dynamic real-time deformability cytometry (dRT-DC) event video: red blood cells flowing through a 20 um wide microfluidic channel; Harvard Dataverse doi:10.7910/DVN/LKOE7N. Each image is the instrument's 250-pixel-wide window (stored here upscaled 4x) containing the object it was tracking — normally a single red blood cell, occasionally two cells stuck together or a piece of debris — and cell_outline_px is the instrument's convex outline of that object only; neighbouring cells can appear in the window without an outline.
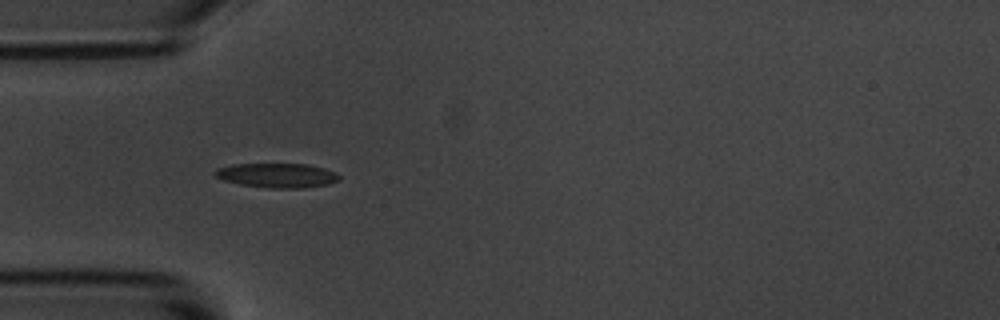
{"species": "common noctule bat (a hibernating species)", "species_latin": "Nyctalus noctula", "temperature_condition": "room temperature", "stored_images_in_passage": 5, "camera_frame_rate_fps": 3000, "um_per_image_px": 0.085, "animal": {"sex": "male", "body_mass_g": 20.1, "forearm_length_mm": 53.5}, "frame": {"image": 1, "passage_image": 4, "time_ms": 3.667, "image_size_px": [1000, 320], "cell_outline_px": [[340, 180], [328, 184], [300, 188], [268, 188], [240, 184], [224, 180], [216, 176], [212, 172], [216, 168], [232, 164], [308, 164], [324, 168], [336, 172], [340, 176]], "centroid_in_image_um": [23.55, 14.9], "position_along_channel_um": 61.4, "area_um2": 17.74}}